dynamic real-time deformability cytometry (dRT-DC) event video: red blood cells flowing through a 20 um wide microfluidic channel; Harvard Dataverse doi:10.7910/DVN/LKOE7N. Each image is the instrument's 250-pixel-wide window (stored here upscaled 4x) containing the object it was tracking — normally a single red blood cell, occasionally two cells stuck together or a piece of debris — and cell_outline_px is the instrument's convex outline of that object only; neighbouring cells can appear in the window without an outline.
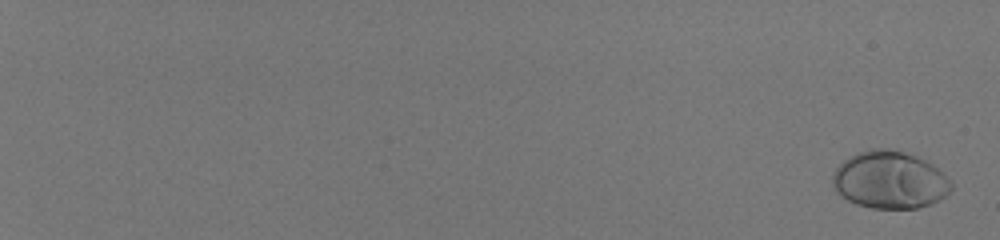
{"species": "human", "species_latin": "Homo sapiens", "temperature_condition": "room temperature", "stored_images_in_passage": 58, "camera_frame_rate_fps": 3000, "um_per_image_px": 0.085, "donor": {"sex": "male"}, "frame": {"image": 1, "passage_image": 2, "time_ms": 0.333, "image_size_px": [1000, 240], "cell_outline_px": [[952, 188], [944, 196], [932, 204], [916, 208], [872, 208], [856, 204], [840, 196], [836, 192], [832, 184], [832, 172], [844, 160], [856, 152], [868, 148], [888, 148], [904, 152], [916, 156], [932, 164], [944, 172], [952, 180]], "centroid_in_image_um": [75.62, 15.28], "position_along_channel_um": 9.4, "area_um2": 40.11}}
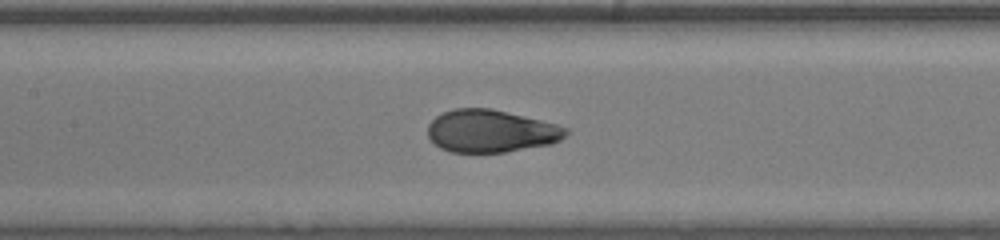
{"frame": {"image": 2, "passage_image": 35, "time_ms": 11.333, "image_size_px": [1000, 240], "cell_outline_px": [[568, 136], [552, 144], [504, 152], [448, 152], [440, 148], [428, 136], [428, 124], [436, 116], [444, 112], [456, 108], [492, 108], [556, 124], [568, 128]], "centroid_in_image_um": [41.74, 11.14], "position_along_channel_um": 165.7, "area_um2": 34.28}}
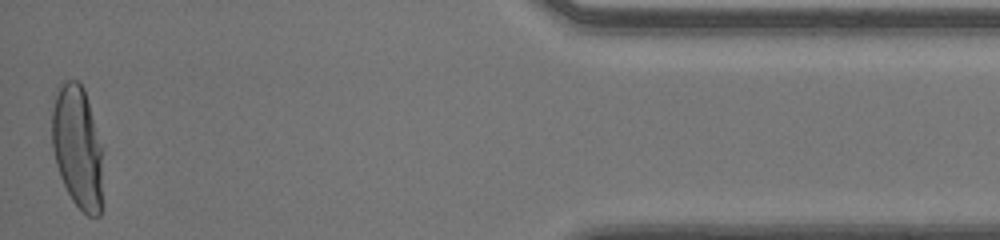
{"frame": {"image": 3, "passage_image": 58, "time_ms": 19.0, "image_size_px": [1000, 240], "cell_outline_px": [[104, 148], [100, 216], [88, 216], [72, 200], [60, 176], [56, 164], [52, 148], [52, 112], [56, 88], [60, 84], [68, 80], [80, 80], [84, 88]], "centroid_in_image_um": [6.61, 12.47], "position_along_channel_um": 428.6, "area_um2": 37.22}, "authors_computed_cell_mechanics": {"area_um2": 35.7782, "velocity_mm_per_s": 4.0753, "shape_relaxation_time_tau1_ms": 3.7484, "shape_relaxation_time_tau2_ms": null, "deformation_change_tau1": 0.2211, "deformation_change_tau2": null}}